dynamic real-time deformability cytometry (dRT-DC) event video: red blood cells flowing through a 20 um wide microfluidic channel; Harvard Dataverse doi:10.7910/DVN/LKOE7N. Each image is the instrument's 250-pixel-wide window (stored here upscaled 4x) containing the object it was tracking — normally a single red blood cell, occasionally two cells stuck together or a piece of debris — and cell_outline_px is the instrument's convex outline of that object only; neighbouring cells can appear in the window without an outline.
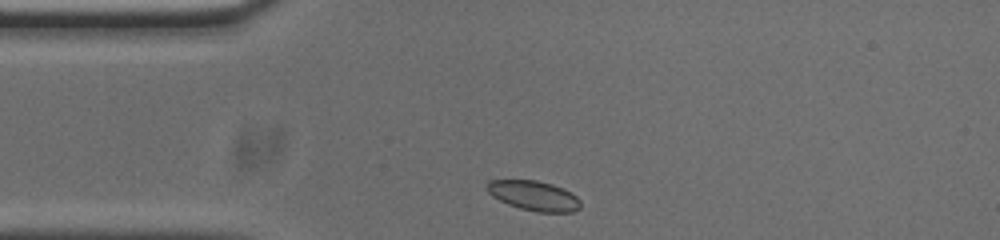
{"species": "common noctule bat (a hibernating species)", "species_latin": "Nyctalus noctula", "temperature_condition": "cold", "stored_images_in_passage": 32, "camera_frame_rate_fps": 3000, "um_per_image_px": 0.085, "animal": {"sex": "male", "body_mass_g": 20.0, "forearm_length_mm": 53.3}, "frame": {"image": 1, "passage_image": 1, "time_ms": 0.0, "image_size_px": [1000, 240], "cell_outline_px": [[580, 208], [572, 212], [536, 212], [520, 208], [508, 204], [492, 196], [484, 188], [484, 184], [488, 180], [536, 180], [552, 184], [564, 188], [576, 196], [580, 200]], "centroid_in_image_um": [45.34, 16.62], "position_along_channel_um": 39.7, "area_um2": 16.42}}
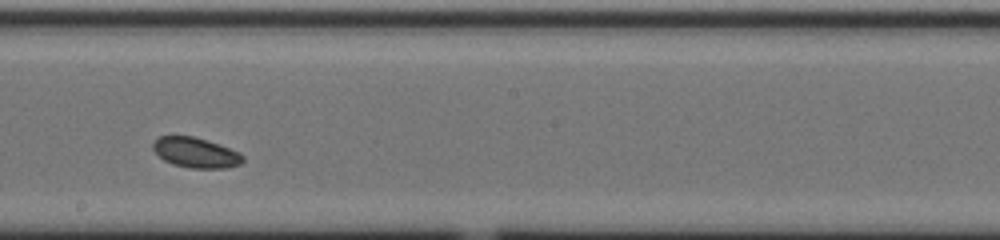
{"frame": {"image": 2, "passage_image": 18, "time_ms": 5.667, "image_size_px": [1000, 240], "cell_outline_px": [[244, 160], [240, 164], [224, 168], [192, 168], [172, 164], [164, 160], [152, 148], [152, 144], [160, 136], [192, 136], [208, 140], [220, 144], [240, 152], [244, 156]], "centroid_in_image_um": [16.67, 12.97], "position_along_channel_um": 231.5, "area_um2": 15.78}}
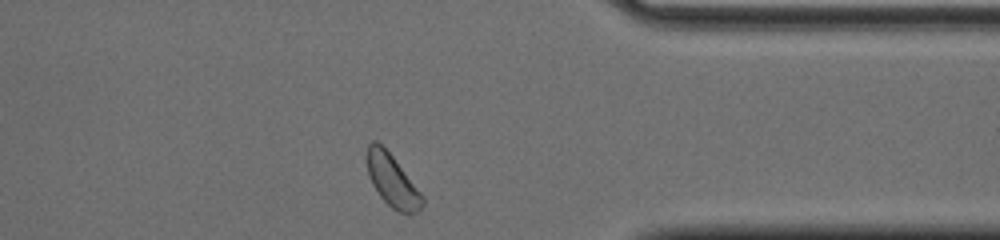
{"frame": {"image": 3, "passage_image": 31, "time_ms": 10.0, "image_size_px": [1000, 240], "cell_outline_px": [[424, 204], [420, 212], [408, 216], [392, 208], [380, 196], [372, 184], [368, 176], [368, 144], [372, 140], [376, 140], [392, 156], [424, 196]], "centroid_in_image_um": [33.39, 15.42], "position_along_channel_um": 378.0, "area_um2": 16.82}, "authors_computed_cell_mechanics": {"area_um2": 16.0395, "velocity_mm_per_s": 3.7132, "shape_relaxation_time_tau1_ms": 2.2791, "shape_relaxation_time_tau2_ms": null, "deformation_change_tau1": 0.0357, "deformation_change_tau2": null}}